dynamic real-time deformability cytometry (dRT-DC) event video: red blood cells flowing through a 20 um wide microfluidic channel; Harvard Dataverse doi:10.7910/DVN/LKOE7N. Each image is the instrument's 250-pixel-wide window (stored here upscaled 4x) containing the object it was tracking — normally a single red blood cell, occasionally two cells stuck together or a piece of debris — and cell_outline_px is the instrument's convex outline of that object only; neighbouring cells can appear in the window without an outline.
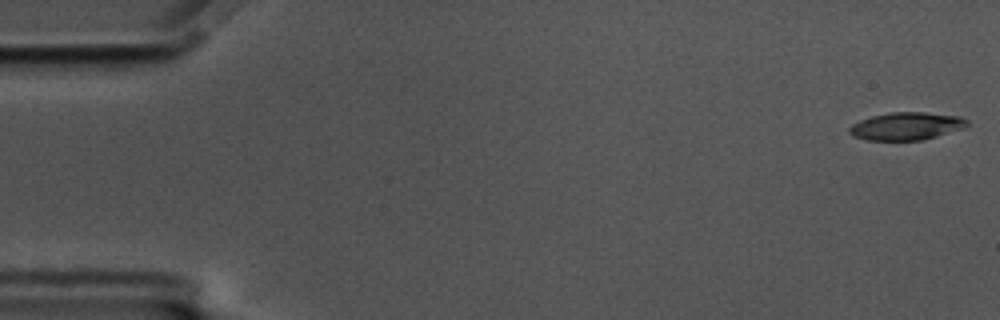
{"species": "common noctule bat (a hibernating species)", "species_latin": "Nyctalus noctula", "temperature_condition": "cold", "stored_images_in_passage": 12, "camera_frame_rate_fps": 3000, "um_per_image_px": 0.085, "animal": {"sex": "male", "body_mass_g": 17.5, "forearm_length_mm": 52.3}, "frame": {"image": 1, "passage_image": 1, "time_ms": 0.0, "image_size_px": [1000, 320], "cell_outline_px": [[968, 124], [960, 128], [936, 136], [920, 140], [868, 140], [852, 136], [848, 132], [848, 128], [852, 124], [860, 120], [872, 116], [892, 112], [924, 112], [960, 116], [968, 120]], "centroid_in_image_um": [76.98, 10.71], "position_along_channel_um": 8.0, "area_um2": 18.79}}